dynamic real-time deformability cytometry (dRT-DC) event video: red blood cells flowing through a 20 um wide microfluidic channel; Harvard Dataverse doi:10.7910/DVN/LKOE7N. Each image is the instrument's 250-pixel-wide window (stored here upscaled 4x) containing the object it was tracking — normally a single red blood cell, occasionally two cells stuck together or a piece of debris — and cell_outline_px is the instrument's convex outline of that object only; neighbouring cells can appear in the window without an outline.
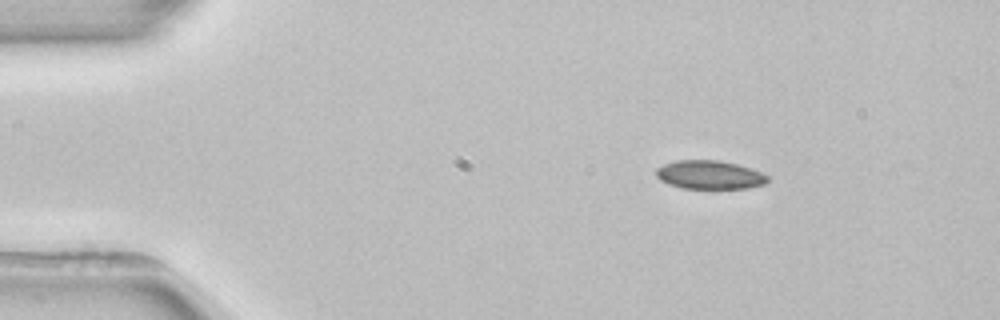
{"species": "common noctule bat (a hibernating species)", "species_latin": "Nyctalus noctula", "temperature_condition": "room temperature", "stored_images_in_passage": 2, "camera_frame_rate_fps": 3000, "um_per_image_px": 0.085, "animal": {"sex": "female", "body_mass_g": 22.7, "forearm_length_mm": 54.2}, "frame": {"image": 1, "passage_image": 1, "time_ms": 0.0, "image_size_px": [1000, 320], "cell_outline_px": [[768, 184], [748, 188], [684, 188], [668, 184], [660, 180], [656, 176], [656, 168], [664, 164], [676, 160], [720, 160], [736, 164], [760, 172], [768, 176]], "centroid_in_image_um": [60.31, 14.86], "position_along_channel_um": 24.7, "area_um2": 18.55}}
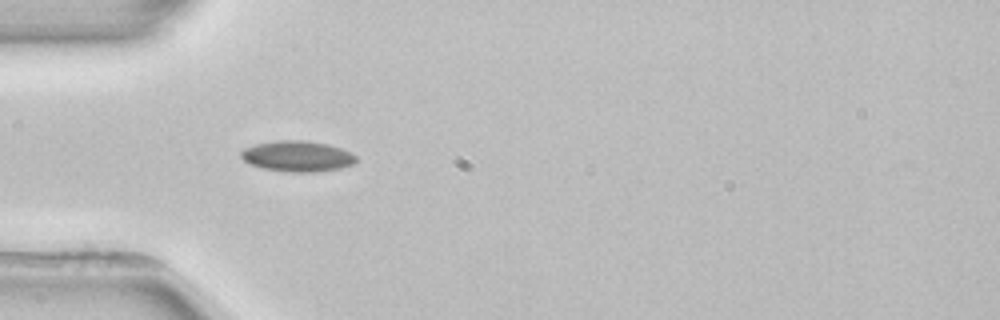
{"frame": {"image": 2, "passage_image": 2, "time_ms": 2.667, "image_size_px": [1000, 320], "cell_outline_px": [[356, 160], [352, 164], [340, 168], [312, 172], [292, 172], [264, 168], [248, 164], [240, 156], [240, 152], [244, 148], [256, 144], [276, 140], [304, 140], [328, 144], [352, 152], [356, 156]], "centroid_in_image_um": [25.26, 13.27], "position_along_channel_um": 59.7, "area_um2": 20.58}}